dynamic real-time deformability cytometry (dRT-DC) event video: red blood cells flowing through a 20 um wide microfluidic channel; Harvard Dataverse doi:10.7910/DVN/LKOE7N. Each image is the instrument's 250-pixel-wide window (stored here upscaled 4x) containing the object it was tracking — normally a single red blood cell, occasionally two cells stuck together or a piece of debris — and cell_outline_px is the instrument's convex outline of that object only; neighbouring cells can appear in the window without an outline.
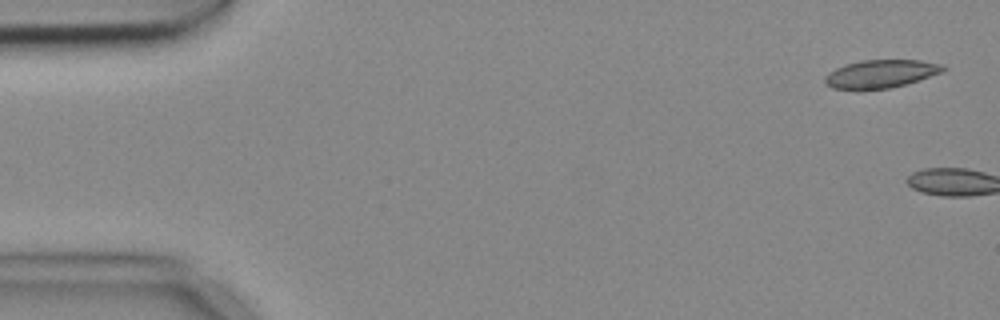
{"species": "common noctule bat (a hibernating species)", "species_latin": "Nyctalus noctula", "temperature_condition": "cold", "stored_images_in_passage": 7, "camera_frame_rate_fps": 3000, "um_per_image_px": 0.085, "animal": {"sex": "female", "body_mass_g": 18.4}, "frame": {"image": 1, "passage_image": 1, "time_ms": 0.0, "image_size_px": [1000, 320], "cell_outline_px": [[948, 68], [940, 72], [908, 84], [892, 88], [832, 88], [824, 80], [824, 76], [828, 72], [844, 64], [864, 60], [920, 60], [944, 64]], "centroid_in_image_um": [74.9, 6.25], "position_along_channel_um": 10.1, "area_um2": 19.13}}